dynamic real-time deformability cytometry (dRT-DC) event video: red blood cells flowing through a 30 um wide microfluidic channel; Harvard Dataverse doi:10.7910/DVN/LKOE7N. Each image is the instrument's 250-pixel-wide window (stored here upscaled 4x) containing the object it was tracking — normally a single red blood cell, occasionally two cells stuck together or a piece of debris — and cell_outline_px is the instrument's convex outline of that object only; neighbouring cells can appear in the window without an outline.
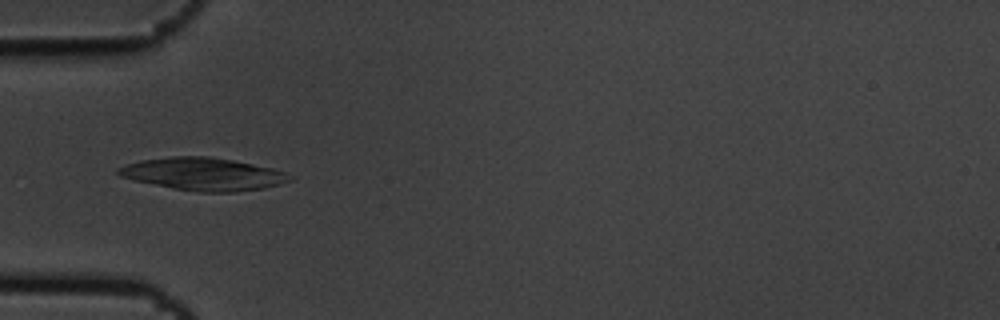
{"species": "common noctule bat (a hibernating species)", "species_latin": "Nyctalus noctula", "temperature_condition": "cold", "stored_images_in_passage": 5, "camera_frame_rate_fps": 3000, "um_per_image_px": 0.085, "animal": {"sex": "male", "body_mass_g": 19.5, "forearm_length_mm": 54.6}, "frame": {"image": 1, "passage_image": 5, "time_ms": 1.333, "image_size_px": [1000, 320], "cell_outline_px": [[292, 180], [280, 184], [264, 188], [236, 192], [200, 192], [172, 188], [132, 180], [120, 176], [116, 172], [116, 168], [140, 160], [172, 156], [212, 156], [272, 168], [284, 172], [292, 176]], "centroid_in_image_um": [17.26, 14.79], "position_along_channel_um": 67.7, "area_um2": 32.66}}